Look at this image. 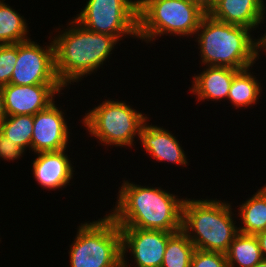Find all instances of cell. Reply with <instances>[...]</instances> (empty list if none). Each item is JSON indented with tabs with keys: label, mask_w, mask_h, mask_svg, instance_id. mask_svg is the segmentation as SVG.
I'll return each mask as SVG.
<instances>
[{
	"label": "cell",
	"mask_w": 266,
	"mask_h": 267,
	"mask_svg": "<svg viewBox=\"0 0 266 267\" xmlns=\"http://www.w3.org/2000/svg\"><path fill=\"white\" fill-rule=\"evenodd\" d=\"M252 67L253 66L239 70L234 75L227 102L230 104L232 103V108L234 107L236 110H242V108L245 110L246 108L248 109L253 105H256L263 93L261 80H258L254 75V68Z\"/></svg>",
	"instance_id": "cell-18"
},
{
	"label": "cell",
	"mask_w": 266,
	"mask_h": 267,
	"mask_svg": "<svg viewBox=\"0 0 266 267\" xmlns=\"http://www.w3.org/2000/svg\"><path fill=\"white\" fill-rule=\"evenodd\" d=\"M87 112V113H86ZM80 121L91 137L103 146L131 147L149 114L134 109L125 101L105 99L98 106L87 110Z\"/></svg>",
	"instance_id": "cell-7"
},
{
	"label": "cell",
	"mask_w": 266,
	"mask_h": 267,
	"mask_svg": "<svg viewBox=\"0 0 266 267\" xmlns=\"http://www.w3.org/2000/svg\"><path fill=\"white\" fill-rule=\"evenodd\" d=\"M0 132L23 150H29L30 153L33 135V115L6 116L0 122Z\"/></svg>",
	"instance_id": "cell-21"
},
{
	"label": "cell",
	"mask_w": 266,
	"mask_h": 267,
	"mask_svg": "<svg viewBox=\"0 0 266 267\" xmlns=\"http://www.w3.org/2000/svg\"><path fill=\"white\" fill-rule=\"evenodd\" d=\"M117 201L108 215L120 228L182 230L183 198L161 187L141 186L122 180Z\"/></svg>",
	"instance_id": "cell-1"
},
{
	"label": "cell",
	"mask_w": 266,
	"mask_h": 267,
	"mask_svg": "<svg viewBox=\"0 0 266 267\" xmlns=\"http://www.w3.org/2000/svg\"><path fill=\"white\" fill-rule=\"evenodd\" d=\"M228 267H254L262 259V252L255 235L238 233L226 253Z\"/></svg>",
	"instance_id": "cell-19"
},
{
	"label": "cell",
	"mask_w": 266,
	"mask_h": 267,
	"mask_svg": "<svg viewBox=\"0 0 266 267\" xmlns=\"http://www.w3.org/2000/svg\"><path fill=\"white\" fill-rule=\"evenodd\" d=\"M190 267H228L226 254L196 249Z\"/></svg>",
	"instance_id": "cell-24"
},
{
	"label": "cell",
	"mask_w": 266,
	"mask_h": 267,
	"mask_svg": "<svg viewBox=\"0 0 266 267\" xmlns=\"http://www.w3.org/2000/svg\"><path fill=\"white\" fill-rule=\"evenodd\" d=\"M64 89L63 84L5 85L3 93L6 114L34 116L53 103L56 96L63 95L64 92H61Z\"/></svg>",
	"instance_id": "cell-12"
},
{
	"label": "cell",
	"mask_w": 266,
	"mask_h": 267,
	"mask_svg": "<svg viewBox=\"0 0 266 267\" xmlns=\"http://www.w3.org/2000/svg\"><path fill=\"white\" fill-rule=\"evenodd\" d=\"M25 153V150L14 144V142L10 141L0 132V159L14 162V160L21 159Z\"/></svg>",
	"instance_id": "cell-25"
},
{
	"label": "cell",
	"mask_w": 266,
	"mask_h": 267,
	"mask_svg": "<svg viewBox=\"0 0 266 267\" xmlns=\"http://www.w3.org/2000/svg\"><path fill=\"white\" fill-rule=\"evenodd\" d=\"M149 121L148 118L140 130L139 143L143 146V151L145 150L146 154L156 162L187 167L189 159L174 133L172 134L163 126L152 125V123L150 125Z\"/></svg>",
	"instance_id": "cell-13"
},
{
	"label": "cell",
	"mask_w": 266,
	"mask_h": 267,
	"mask_svg": "<svg viewBox=\"0 0 266 267\" xmlns=\"http://www.w3.org/2000/svg\"><path fill=\"white\" fill-rule=\"evenodd\" d=\"M120 229L122 267H161L168 239L174 233L140 228ZM127 255H131L134 265L129 263L130 257Z\"/></svg>",
	"instance_id": "cell-10"
},
{
	"label": "cell",
	"mask_w": 266,
	"mask_h": 267,
	"mask_svg": "<svg viewBox=\"0 0 266 267\" xmlns=\"http://www.w3.org/2000/svg\"><path fill=\"white\" fill-rule=\"evenodd\" d=\"M260 38L262 39L263 42H266V30L263 35L261 34Z\"/></svg>",
	"instance_id": "cell-30"
},
{
	"label": "cell",
	"mask_w": 266,
	"mask_h": 267,
	"mask_svg": "<svg viewBox=\"0 0 266 267\" xmlns=\"http://www.w3.org/2000/svg\"><path fill=\"white\" fill-rule=\"evenodd\" d=\"M230 201L215 199H184L182 231L196 249L226 254L239 233ZM235 220V221H234Z\"/></svg>",
	"instance_id": "cell-4"
},
{
	"label": "cell",
	"mask_w": 266,
	"mask_h": 267,
	"mask_svg": "<svg viewBox=\"0 0 266 267\" xmlns=\"http://www.w3.org/2000/svg\"><path fill=\"white\" fill-rule=\"evenodd\" d=\"M263 51L266 53V42H263Z\"/></svg>",
	"instance_id": "cell-31"
},
{
	"label": "cell",
	"mask_w": 266,
	"mask_h": 267,
	"mask_svg": "<svg viewBox=\"0 0 266 267\" xmlns=\"http://www.w3.org/2000/svg\"><path fill=\"white\" fill-rule=\"evenodd\" d=\"M56 102L33 116L31 150L34 154L68 149V143H71V126H68L65 113Z\"/></svg>",
	"instance_id": "cell-11"
},
{
	"label": "cell",
	"mask_w": 266,
	"mask_h": 267,
	"mask_svg": "<svg viewBox=\"0 0 266 267\" xmlns=\"http://www.w3.org/2000/svg\"><path fill=\"white\" fill-rule=\"evenodd\" d=\"M85 5L73 18L86 29L119 42L138 39V0H88Z\"/></svg>",
	"instance_id": "cell-8"
},
{
	"label": "cell",
	"mask_w": 266,
	"mask_h": 267,
	"mask_svg": "<svg viewBox=\"0 0 266 267\" xmlns=\"http://www.w3.org/2000/svg\"><path fill=\"white\" fill-rule=\"evenodd\" d=\"M107 213L78 225L68 252L70 267H122L121 229Z\"/></svg>",
	"instance_id": "cell-6"
},
{
	"label": "cell",
	"mask_w": 266,
	"mask_h": 267,
	"mask_svg": "<svg viewBox=\"0 0 266 267\" xmlns=\"http://www.w3.org/2000/svg\"><path fill=\"white\" fill-rule=\"evenodd\" d=\"M7 116L5 111L3 86L0 85V122Z\"/></svg>",
	"instance_id": "cell-28"
},
{
	"label": "cell",
	"mask_w": 266,
	"mask_h": 267,
	"mask_svg": "<svg viewBox=\"0 0 266 267\" xmlns=\"http://www.w3.org/2000/svg\"><path fill=\"white\" fill-rule=\"evenodd\" d=\"M200 73L194 74L191 82L192 95H195V101H218L227 100L230 86L234 75L239 71L235 68L206 66Z\"/></svg>",
	"instance_id": "cell-16"
},
{
	"label": "cell",
	"mask_w": 266,
	"mask_h": 267,
	"mask_svg": "<svg viewBox=\"0 0 266 267\" xmlns=\"http://www.w3.org/2000/svg\"><path fill=\"white\" fill-rule=\"evenodd\" d=\"M5 0H0V45L17 44L29 40V27L25 17Z\"/></svg>",
	"instance_id": "cell-20"
},
{
	"label": "cell",
	"mask_w": 266,
	"mask_h": 267,
	"mask_svg": "<svg viewBox=\"0 0 266 267\" xmlns=\"http://www.w3.org/2000/svg\"><path fill=\"white\" fill-rule=\"evenodd\" d=\"M265 0H217L210 11L214 19L247 27L251 30L260 29L266 20ZM262 23V24H261Z\"/></svg>",
	"instance_id": "cell-15"
},
{
	"label": "cell",
	"mask_w": 266,
	"mask_h": 267,
	"mask_svg": "<svg viewBox=\"0 0 266 267\" xmlns=\"http://www.w3.org/2000/svg\"><path fill=\"white\" fill-rule=\"evenodd\" d=\"M49 42L46 46L32 39L17 43V61L10 84H62L55 71L53 40L50 38Z\"/></svg>",
	"instance_id": "cell-9"
},
{
	"label": "cell",
	"mask_w": 266,
	"mask_h": 267,
	"mask_svg": "<svg viewBox=\"0 0 266 267\" xmlns=\"http://www.w3.org/2000/svg\"><path fill=\"white\" fill-rule=\"evenodd\" d=\"M64 149L56 152H41L35 154L32 162V174L40 187L49 190H63L74 178V166Z\"/></svg>",
	"instance_id": "cell-14"
},
{
	"label": "cell",
	"mask_w": 266,
	"mask_h": 267,
	"mask_svg": "<svg viewBox=\"0 0 266 267\" xmlns=\"http://www.w3.org/2000/svg\"><path fill=\"white\" fill-rule=\"evenodd\" d=\"M253 33L247 27L225 23L205 14L194 37L201 65L237 70L256 65L264 53L263 41L258 36L257 39L253 37Z\"/></svg>",
	"instance_id": "cell-3"
},
{
	"label": "cell",
	"mask_w": 266,
	"mask_h": 267,
	"mask_svg": "<svg viewBox=\"0 0 266 267\" xmlns=\"http://www.w3.org/2000/svg\"><path fill=\"white\" fill-rule=\"evenodd\" d=\"M189 1L197 5L205 14H209L217 3V0H189Z\"/></svg>",
	"instance_id": "cell-26"
},
{
	"label": "cell",
	"mask_w": 266,
	"mask_h": 267,
	"mask_svg": "<svg viewBox=\"0 0 266 267\" xmlns=\"http://www.w3.org/2000/svg\"><path fill=\"white\" fill-rule=\"evenodd\" d=\"M195 250L194 244L180 230L168 239L161 267H190Z\"/></svg>",
	"instance_id": "cell-22"
},
{
	"label": "cell",
	"mask_w": 266,
	"mask_h": 267,
	"mask_svg": "<svg viewBox=\"0 0 266 267\" xmlns=\"http://www.w3.org/2000/svg\"><path fill=\"white\" fill-rule=\"evenodd\" d=\"M71 19L64 30L59 26L53 31L55 35H50L56 75L66 89L103 68L119 43L114 36L90 31Z\"/></svg>",
	"instance_id": "cell-2"
},
{
	"label": "cell",
	"mask_w": 266,
	"mask_h": 267,
	"mask_svg": "<svg viewBox=\"0 0 266 267\" xmlns=\"http://www.w3.org/2000/svg\"><path fill=\"white\" fill-rule=\"evenodd\" d=\"M254 267H266V259H262L259 263H257Z\"/></svg>",
	"instance_id": "cell-29"
},
{
	"label": "cell",
	"mask_w": 266,
	"mask_h": 267,
	"mask_svg": "<svg viewBox=\"0 0 266 267\" xmlns=\"http://www.w3.org/2000/svg\"><path fill=\"white\" fill-rule=\"evenodd\" d=\"M238 214L241 220L238 232L247 235H256L266 230V184L254 194L240 202Z\"/></svg>",
	"instance_id": "cell-17"
},
{
	"label": "cell",
	"mask_w": 266,
	"mask_h": 267,
	"mask_svg": "<svg viewBox=\"0 0 266 267\" xmlns=\"http://www.w3.org/2000/svg\"><path fill=\"white\" fill-rule=\"evenodd\" d=\"M204 15L189 0H138V40L148 44L169 34L192 39Z\"/></svg>",
	"instance_id": "cell-5"
},
{
	"label": "cell",
	"mask_w": 266,
	"mask_h": 267,
	"mask_svg": "<svg viewBox=\"0 0 266 267\" xmlns=\"http://www.w3.org/2000/svg\"><path fill=\"white\" fill-rule=\"evenodd\" d=\"M258 239L263 259H266V230L255 235Z\"/></svg>",
	"instance_id": "cell-27"
},
{
	"label": "cell",
	"mask_w": 266,
	"mask_h": 267,
	"mask_svg": "<svg viewBox=\"0 0 266 267\" xmlns=\"http://www.w3.org/2000/svg\"><path fill=\"white\" fill-rule=\"evenodd\" d=\"M17 61V44L0 45V85L10 84Z\"/></svg>",
	"instance_id": "cell-23"
}]
</instances>
